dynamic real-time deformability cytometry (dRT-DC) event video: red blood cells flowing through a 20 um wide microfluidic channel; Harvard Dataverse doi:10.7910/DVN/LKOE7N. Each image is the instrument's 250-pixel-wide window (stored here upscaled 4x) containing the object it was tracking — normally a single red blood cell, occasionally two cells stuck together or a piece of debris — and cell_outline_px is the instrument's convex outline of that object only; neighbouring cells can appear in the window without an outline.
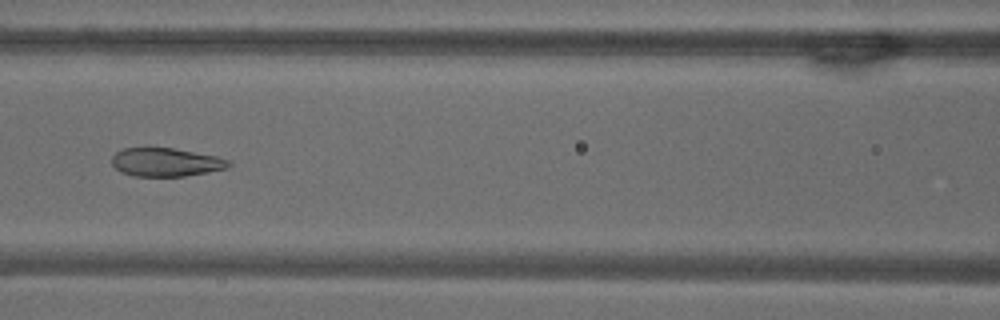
{"species": "common noctule bat (a hibernating species)", "species_latin": "Nyctalus noctula", "temperature_condition": "warm", "stored_images_in_passage": 7, "camera_frame_rate_fps": 3000, "um_per_image_px": 0.085, "animal": {"sex": "male", "body_mass_g": 18.8}, "frame": {"image": 1, "passage_image": 7, "time_ms": 2.0, "image_size_px": [1000, 320], "cell_outline_px": [[232, 164], [228, 168], [208, 172], [184, 176], [132, 176], [120, 172], [112, 164], [112, 156], [116, 152], [124, 148], [148, 144], [172, 148], [216, 156], [232, 160]], "centroid_in_image_um": [14.07, 13.75], "position_along_channel_um": 152.5, "area_um2": 20.11}}